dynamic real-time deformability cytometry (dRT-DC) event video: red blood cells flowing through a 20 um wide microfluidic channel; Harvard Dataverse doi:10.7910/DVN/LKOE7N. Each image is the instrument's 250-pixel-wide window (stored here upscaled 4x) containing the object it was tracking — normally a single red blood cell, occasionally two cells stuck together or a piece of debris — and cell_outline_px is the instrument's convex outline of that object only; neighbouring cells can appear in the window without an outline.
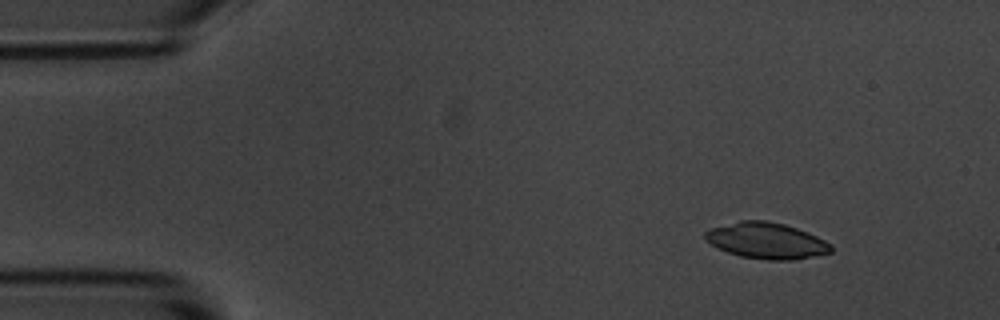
{"species": "common noctule bat (a hibernating species)", "species_latin": "Nyctalus noctula", "temperature_condition": "room temperature", "stored_images_in_passage": 8, "camera_frame_rate_fps": 3000, "um_per_image_px": 0.085, "animal": {"sex": "male", "body_mass_g": 20.1, "forearm_length_mm": 53.5}, "frame": {"image": 1, "passage_image": 1, "time_ms": 0.0, "image_size_px": [1000, 320], "cell_outline_px": [[832, 252], [792, 260], [768, 260], [740, 256], [716, 248], [704, 240], [704, 232], [708, 228], [740, 220], [768, 220], [784, 224], [796, 228], [816, 236], [832, 244]], "centroid_in_image_um": [65.09, 20.45], "position_along_channel_um": 19.9, "area_um2": 26.65}}